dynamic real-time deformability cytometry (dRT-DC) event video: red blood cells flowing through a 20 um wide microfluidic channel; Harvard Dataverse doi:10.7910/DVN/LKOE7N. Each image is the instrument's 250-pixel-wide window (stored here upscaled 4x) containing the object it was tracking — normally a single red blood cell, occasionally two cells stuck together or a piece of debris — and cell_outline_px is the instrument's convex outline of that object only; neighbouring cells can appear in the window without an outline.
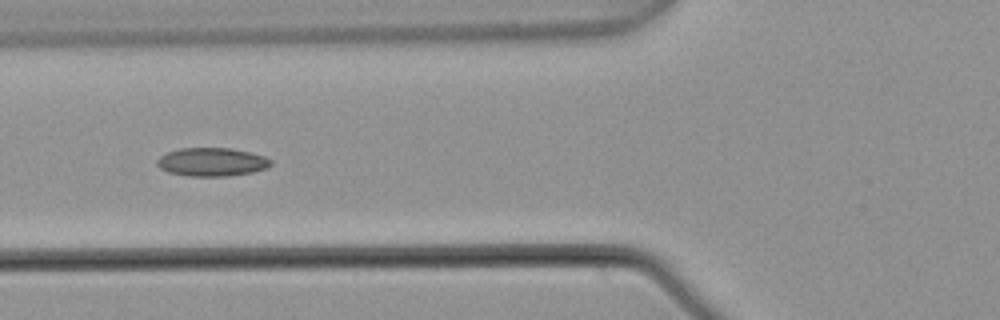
{"species": "common noctule bat (a hibernating species)", "species_latin": "Nyctalus noctula", "temperature_condition": "warm", "stored_images_in_passage": 8, "camera_frame_rate_fps": 3000, "um_per_image_px": 0.085, "animal": {"sex": "male", "body_mass_g": 21.5, "forearm_length_mm": 52.0}, "frame": {"image": 1, "passage_image": 6, "time_ms": 1.667, "image_size_px": [1000, 320], "cell_outline_px": [[272, 164], [268, 168], [252, 172], [228, 176], [188, 176], [168, 172], [160, 168], [156, 164], [156, 160], [160, 156], [168, 152], [180, 148], [232, 148], [264, 156], [272, 160]], "centroid_in_image_um": [18.01, 13.77], "position_along_channel_um": 107.8, "area_um2": 18.9}}
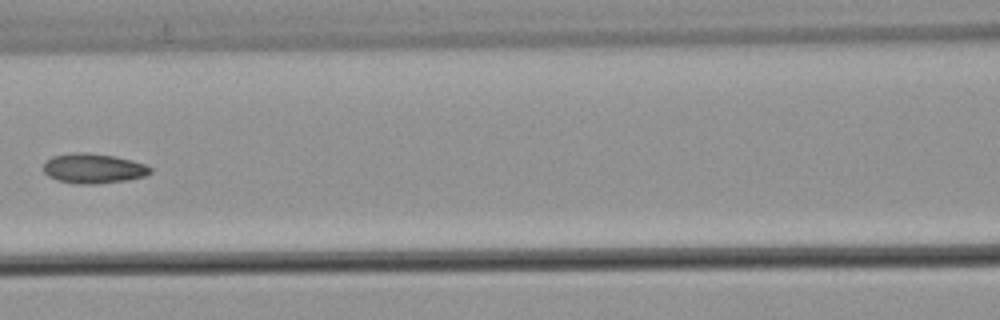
{"frame": {"image": 2, "passage_image": 7, "time_ms": 2.0, "image_size_px": [1000, 320], "cell_outline_px": [[152, 172], [144, 176], [124, 180], [92, 184], [76, 184], [56, 180], [48, 176], [44, 172], [44, 160], [52, 156], [72, 152], [88, 152], [112, 156], [132, 160], [144, 164], [152, 168]], "centroid_in_image_um": [7.88, 14.31], "position_along_channel_um": 158.7, "area_um2": 18.61}}